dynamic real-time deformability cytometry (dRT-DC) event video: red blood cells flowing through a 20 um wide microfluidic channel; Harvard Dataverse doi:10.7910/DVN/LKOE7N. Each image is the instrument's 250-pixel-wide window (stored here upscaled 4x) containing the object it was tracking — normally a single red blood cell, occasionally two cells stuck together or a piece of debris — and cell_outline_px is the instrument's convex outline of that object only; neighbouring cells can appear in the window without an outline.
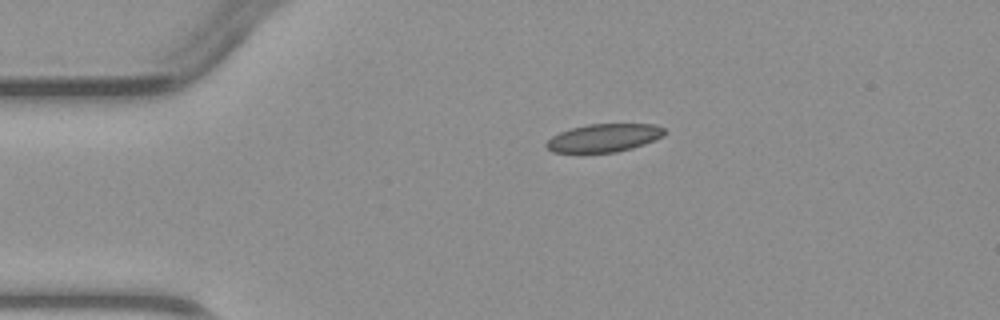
{"species": "common noctule bat (a hibernating species)", "species_latin": "Nyctalus noctula", "temperature_condition": "warm", "stored_images_in_passage": 2, "camera_frame_rate_fps": 3000, "um_per_image_px": 0.085, "animal": {"sex": "male", "body_mass_g": 23.1, "forearm_length_mm": 52.7}, "frame": {"image": 1, "passage_image": 1, "time_ms": 0.0, "image_size_px": [1000, 320], "cell_outline_px": [[664, 136], [644, 144], [632, 148], [616, 152], [552, 152], [544, 144], [552, 136], [560, 132], [572, 128], [588, 124], [652, 124], [664, 128]], "centroid_in_image_um": [51.33, 11.72], "position_along_channel_um": 33.7, "area_um2": 19.13}}